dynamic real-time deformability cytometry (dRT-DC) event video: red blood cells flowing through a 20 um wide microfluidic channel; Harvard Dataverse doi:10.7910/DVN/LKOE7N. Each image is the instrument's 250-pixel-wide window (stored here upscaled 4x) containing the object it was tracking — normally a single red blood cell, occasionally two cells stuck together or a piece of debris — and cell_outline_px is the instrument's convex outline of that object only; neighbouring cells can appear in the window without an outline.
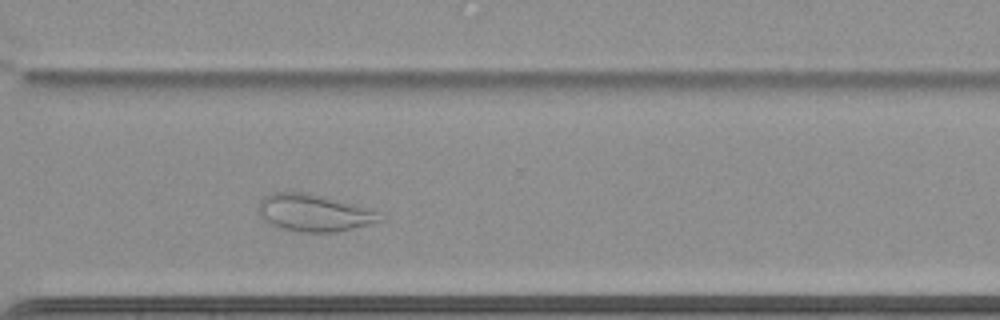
{"species": "common noctule bat (a hibernating species)", "species_latin": "Nyctalus noctula", "temperature_condition": "cold", "stored_images_in_passage": 44, "camera_frame_rate_fps": 3000, "um_per_image_px": 0.085, "animal": {"sex": "female", "body_mass_g": 22.7, "forearm_length_mm": 54.2}, "frame": {"image": 1, "passage_image": 34, "time_ms": 11.0, "image_size_px": [1000, 320], "cell_outline_px": [[380, 220], [372, 224], [336, 232], [300, 232], [284, 228], [272, 224], [264, 220], [260, 216], [256, 208], [260, 200], [264, 196], [272, 192], [308, 192], [368, 208], [376, 212]], "centroid_in_image_um": [26.61, 18.08], "position_along_channel_um": 344.0, "area_um2": 26.07}}
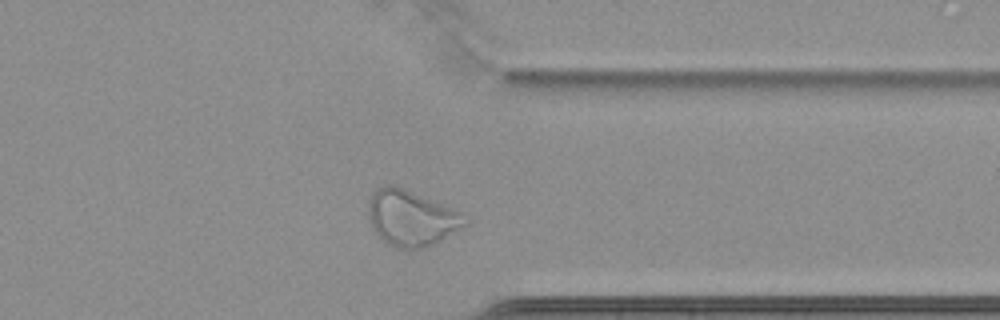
{"frame": {"image": 2, "passage_image": 37, "time_ms": 12.0, "image_size_px": [1000, 320], "cell_outline_px": [[468, 224], [440, 240], [424, 248], [400, 248], [388, 244], [372, 228], [368, 216], [368, 204], [372, 192], [384, 184], [392, 184], [404, 188], [452, 208], [460, 212]], "centroid_in_image_um": [34.92, 18.51], "position_along_channel_um": 376.5, "area_um2": 30.98}, "authors_computed_cell_mechanics": {"area_um2": 27.166, "velocity_mm_per_s": 3.4041, "shape_relaxation_time_tau1_ms": null, "shape_relaxation_time_tau2_ms": 2.7977, "deformation_change_tau1": null, "deformation_change_tau2": 0.078}}